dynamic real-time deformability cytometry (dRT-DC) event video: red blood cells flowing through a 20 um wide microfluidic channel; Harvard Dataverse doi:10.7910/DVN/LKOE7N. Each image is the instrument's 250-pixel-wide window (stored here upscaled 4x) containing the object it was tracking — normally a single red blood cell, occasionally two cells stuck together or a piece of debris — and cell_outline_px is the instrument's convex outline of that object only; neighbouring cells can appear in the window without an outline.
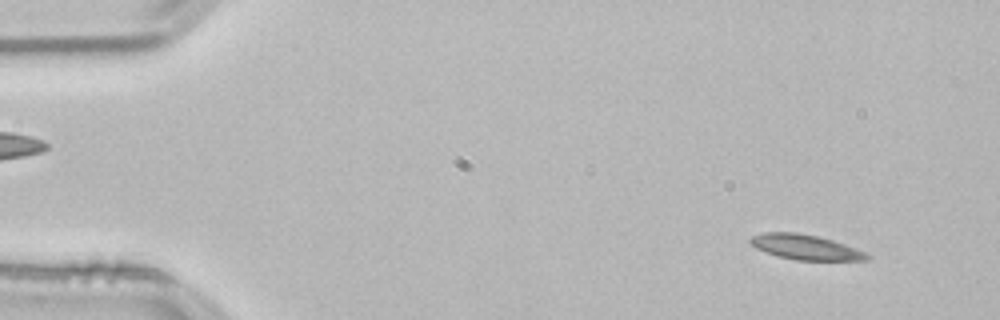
{"species": "common noctule bat (a hibernating species)", "species_latin": "Nyctalus noctula", "temperature_condition": "room temperature", "stored_images_in_passage": 15, "camera_frame_rate_fps": 3000, "um_per_image_px": 0.085, "animal": {"sex": "male", "body_mass_g": 21.5, "forearm_length_mm": 52.0}, "frame": {"image": 1, "passage_image": 1, "time_ms": 0.0, "image_size_px": [1000, 320], "cell_outline_px": [[872, 256], [868, 260], [796, 260], [776, 256], [756, 248], [748, 240], [752, 236], [764, 232], [796, 232], [816, 236], [832, 240], [844, 244], [864, 252]], "centroid_in_image_um": [68.44, 21.01], "position_along_channel_um": 16.6, "area_um2": 16.88}}
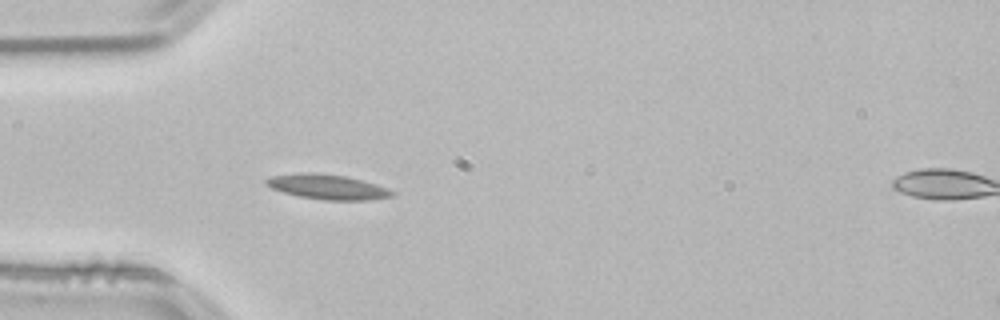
{"frame": {"image": 2, "passage_image": 12, "time_ms": 3.667, "image_size_px": [1000, 320], "cell_outline_px": [[396, 196], [368, 200], [324, 200], [300, 196], [284, 192], [272, 188], [264, 184], [264, 180], [268, 176], [300, 172], [316, 172], [348, 176], [376, 184], [388, 188], [396, 192]], "centroid_in_image_um": [27.85, 15.87], "position_along_channel_um": 57.2, "area_um2": 18.61}}